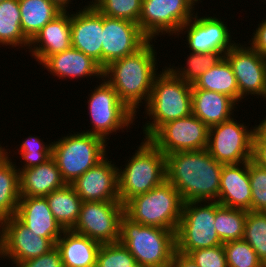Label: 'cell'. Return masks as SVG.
I'll use <instances>...</instances> for the list:
<instances>
[{"instance_id": "1", "label": "cell", "mask_w": 266, "mask_h": 267, "mask_svg": "<svg viewBox=\"0 0 266 267\" xmlns=\"http://www.w3.org/2000/svg\"><path fill=\"white\" fill-rule=\"evenodd\" d=\"M222 167L207 149L170 153L166 155V180L184 203L217 201Z\"/></svg>"}, {"instance_id": "2", "label": "cell", "mask_w": 266, "mask_h": 267, "mask_svg": "<svg viewBox=\"0 0 266 267\" xmlns=\"http://www.w3.org/2000/svg\"><path fill=\"white\" fill-rule=\"evenodd\" d=\"M155 42L149 40L136 53L113 61L103 69V78L136 115L141 111L139 106L147 104L154 79L159 74Z\"/></svg>"}, {"instance_id": "3", "label": "cell", "mask_w": 266, "mask_h": 267, "mask_svg": "<svg viewBox=\"0 0 266 267\" xmlns=\"http://www.w3.org/2000/svg\"><path fill=\"white\" fill-rule=\"evenodd\" d=\"M149 118L143 125V139H149L165 123L192 114V85L176 77L166 66L155 77L144 107Z\"/></svg>"}, {"instance_id": "4", "label": "cell", "mask_w": 266, "mask_h": 267, "mask_svg": "<svg viewBox=\"0 0 266 267\" xmlns=\"http://www.w3.org/2000/svg\"><path fill=\"white\" fill-rule=\"evenodd\" d=\"M128 159L123 168L118 166L119 200L123 205L166 180V156L149 139H142Z\"/></svg>"}, {"instance_id": "5", "label": "cell", "mask_w": 266, "mask_h": 267, "mask_svg": "<svg viewBox=\"0 0 266 267\" xmlns=\"http://www.w3.org/2000/svg\"><path fill=\"white\" fill-rule=\"evenodd\" d=\"M119 241L145 267H170L176 251V232L121 218Z\"/></svg>"}, {"instance_id": "6", "label": "cell", "mask_w": 266, "mask_h": 267, "mask_svg": "<svg viewBox=\"0 0 266 267\" xmlns=\"http://www.w3.org/2000/svg\"><path fill=\"white\" fill-rule=\"evenodd\" d=\"M183 200L177 189L165 180L148 192L124 204V215L136 223L177 231Z\"/></svg>"}, {"instance_id": "7", "label": "cell", "mask_w": 266, "mask_h": 267, "mask_svg": "<svg viewBox=\"0 0 266 267\" xmlns=\"http://www.w3.org/2000/svg\"><path fill=\"white\" fill-rule=\"evenodd\" d=\"M71 132L53 141L52 158L55 160L62 179L71 184L83 173L97 165L108 155V143L96 135ZM108 150V151H107Z\"/></svg>"}, {"instance_id": "8", "label": "cell", "mask_w": 266, "mask_h": 267, "mask_svg": "<svg viewBox=\"0 0 266 267\" xmlns=\"http://www.w3.org/2000/svg\"><path fill=\"white\" fill-rule=\"evenodd\" d=\"M88 94V110L92 128L83 132L101 137L106 142L111 135L121 130L130 129L137 115L133 113L119 98L114 88L102 78ZM124 129V130H123ZM110 135V136H109ZM108 139V140H107Z\"/></svg>"}, {"instance_id": "9", "label": "cell", "mask_w": 266, "mask_h": 267, "mask_svg": "<svg viewBox=\"0 0 266 267\" xmlns=\"http://www.w3.org/2000/svg\"><path fill=\"white\" fill-rule=\"evenodd\" d=\"M215 201L187 202L176 231V250L183 254L222 245L214 226Z\"/></svg>"}, {"instance_id": "10", "label": "cell", "mask_w": 266, "mask_h": 267, "mask_svg": "<svg viewBox=\"0 0 266 267\" xmlns=\"http://www.w3.org/2000/svg\"><path fill=\"white\" fill-rule=\"evenodd\" d=\"M197 4L195 0H142L138 25L149 40H157L159 35L177 36L194 16Z\"/></svg>"}, {"instance_id": "11", "label": "cell", "mask_w": 266, "mask_h": 267, "mask_svg": "<svg viewBox=\"0 0 266 267\" xmlns=\"http://www.w3.org/2000/svg\"><path fill=\"white\" fill-rule=\"evenodd\" d=\"M240 122L233 117L209 127L207 150L223 165L239 164L252 159L256 126L249 128L245 122Z\"/></svg>"}, {"instance_id": "12", "label": "cell", "mask_w": 266, "mask_h": 267, "mask_svg": "<svg viewBox=\"0 0 266 267\" xmlns=\"http://www.w3.org/2000/svg\"><path fill=\"white\" fill-rule=\"evenodd\" d=\"M123 216L124 205L120 201H85L71 230L100 244L117 242Z\"/></svg>"}, {"instance_id": "13", "label": "cell", "mask_w": 266, "mask_h": 267, "mask_svg": "<svg viewBox=\"0 0 266 267\" xmlns=\"http://www.w3.org/2000/svg\"><path fill=\"white\" fill-rule=\"evenodd\" d=\"M54 247L48 238L35 235L16 216L0 222V260L7 258L12 266L15 264L13 267L46 254Z\"/></svg>"}, {"instance_id": "14", "label": "cell", "mask_w": 266, "mask_h": 267, "mask_svg": "<svg viewBox=\"0 0 266 267\" xmlns=\"http://www.w3.org/2000/svg\"><path fill=\"white\" fill-rule=\"evenodd\" d=\"M209 128L195 115L169 121L149 140L166 156L182 151L207 149Z\"/></svg>"}, {"instance_id": "15", "label": "cell", "mask_w": 266, "mask_h": 267, "mask_svg": "<svg viewBox=\"0 0 266 267\" xmlns=\"http://www.w3.org/2000/svg\"><path fill=\"white\" fill-rule=\"evenodd\" d=\"M215 16L198 15V11L194 16L181 26L178 35L183 34L186 38V46L189 48L188 52L195 53H209L217 52L223 56L236 44L232 40V33L224 20ZM230 32V33H229Z\"/></svg>"}, {"instance_id": "16", "label": "cell", "mask_w": 266, "mask_h": 267, "mask_svg": "<svg viewBox=\"0 0 266 267\" xmlns=\"http://www.w3.org/2000/svg\"><path fill=\"white\" fill-rule=\"evenodd\" d=\"M224 57L236 78L239 103L249 95L266 100V58L246 43H236Z\"/></svg>"}, {"instance_id": "17", "label": "cell", "mask_w": 266, "mask_h": 267, "mask_svg": "<svg viewBox=\"0 0 266 267\" xmlns=\"http://www.w3.org/2000/svg\"><path fill=\"white\" fill-rule=\"evenodd\" d=\"M148 41L137 23L103 15L102 69L136 53Z\"/></svg>"}, {"instance_id": "18", "label": "cell", "mask_w": 266, "mask_h": 267, "mask_svg": "<svg viewBox=\"0 0 266 267\" xmlns=\"http://www.w3.org/2000/svg\"><path fill=\"white\" fill-rule=\"evenodd\" d=\"M110 160V161H109ZM85 201H120L118 166L108 155L70 184Z\"/></svg>"}, {"instance_id": "19", "label": "cell", "mask_w": 266, "mask_h": 267, "mask_svg": "<svg viewBox=\"0 0 266 267\" xmlns=\"http://www.w3.org/2000/svg\"><path fill=\"white\" fill-rule=\"evenodd\" d=\"M82 8L71 13V45L102 68L103 14L93 5Z\"/></svg>"}, {"instance_id": "20", "label": "cell", "mask_w": 266, "mask_h": 267, "mask_svg": "<svg viewBox=\"0 0 266 267\" xmlns=\"http://www.w3.org/2000/svg\"><path fill=\"white\" fill-rule=\"evenodd\" d=\"M71 12L63 11L48 22L30 41L28 51L41 65L49 56L61 53L71 45Z\"/></svg>"}, {"instance_id": "21", "label": "cell", "mask_w": 266, "mask_h": 267, "mask_svg": "<svg viewBox=\"0 0 266 267\" xmlns=\"http://www.w3.org/2000/svg\"><path fill=\"white\" fill-rule=\"evenodd\" d=\"M41 67L47 69L50 75L57 76L58 80H73L77 78H97L99 81L103 78V69L91 57L83 52L70 47L61 53L49 56Z\"/></svg>"}, {"instance_id": "22", "label": "cell", "mask_w": 266, "mask_h": 267, "mask_svg": "<svg viewBox=\"0 0 266 267\" xmlns=\"http://www.w3.org/2000/svg\"><path fill=\"white\" fill-rule=\"evenodd\" d=\"M15 216L35 235L48 238L54 245L64 231L54 218L46 197L21 196Z\"/></svg>"}, {"instance_id": "23", "label": "cell", "mask_w": 266, "mask_h": 267, "mask_svg": "<svg viewBox=\"0 0 266 267\" xmlns=\"http://www.w3.org/2000/svg\"><path fill=\"white\" fill-rule=\"evenodd\" d=\"M251 199L248 161L223 165L217 202L225 207L251 211Z\"/></svg>"}, {"instance_id": "24", "label": "cell", "mask_w": 266, "mask_h": 267, "mask_svg": "<svg viewBox=\"0 0 266 267\" xmlns=\"http://www.w3.org/2000/svg\"><path fill=\"white\" fill-rule=\"evenodd\" d=\"M229 96L192 85V114L208 128L233 118L238 105Z\"/></svg>"}, {"instance_id": "25", "label": "cell", "mask_w": 266, "mask_h": 267, "mask_svg": "<svg viewBox=\"0 0 266 267\" xmlns=\"http://www.w3.org/2000/svg\"><path fill=\"white\" fill-rule=\"evenodd\" d=\"M20 194L28 197H46L66 185L53 158L47 162L19 171Z\"/></svg>"}, {"instance_id": "26", "label": "cell", "mask_w": 266, "mask_h": 267, "mask_svg": "<svg viewBox=\"0 0 266 267\" xmlns=\"http://www.w3.org/2000/svg\"><path fill=\"white\" fill-rule=\"evenodd\" d=\"M55 246L64 267H96L99 242L72 230H64Z\"/></svg>"}, {"instance_id": "27", "label": "cell", "mask_w": 266, "mask_h": 267, "mask_svg": "<svg viewBox=\"0 0 266 267\" xmlns=\"http://www.w3.org/2000/svg\"><path fill=\"white\" fill-rule=\"evenodd\" d=\"M21 28L24 36L31 41L50 21L63 12L50 0H18Z\"/></svg>"}, {"instance_id": "28", "label": "cell", "mask_w": 266, "mask_h": 267, "mask_svg": "<svg viewBox=\"0 0 266 267\" xmlns=\"http://www.w3.org/2000/svg\"><path fill=\"white\" fill-rule=\"evenodd\" d=\"M49 208L64 230H71L76 224L82 199L69 184L54 190L46 196Z\"/></svg>"}, {"instance_id": "29", "label": "cell", "mask_w": 266, "mask_h": 267, "mask_svg": "<svg viewBox=\"0 0 266 267\" xmlns=\"http://www.w3.org/2000/svg\"><path fill=\"white\" fill-rule=\"evenodd\" d=\"M193 86L197 89H204L227 95L239 105V89L236 78L231 64L225 57L203 73Z\"/></svg>"}, {"instance_id": "30", "label": "cell", "mask_w": 266, "mask_h": 267, "mask_svg": "<svg viewBox=\"0 0 266 267\" xmlns=\"http://www.w3.org/2000/svg\"><path fill=\"white\" fill-rule=\"evenodd\" d=\"M30 41L21 28L20 6L18 0L0 2V47L29 48ZM2 45V46H1Z\"/></svg>"}, {"instance_id": "31", "label": "cell", "mask_w": 266, "mask_h": 267, "mask_svg": "<svg viewBox=\"0 0 266 267\" xmlns=\"http://www.w3.org/2000/svg\"><path fill=\"white\" fill-rule=\"evenodd\" d=\"M11 158L0 165V222L16 215L21 197L18 166Z\"/></svg>"}, {"instance_id": "32", "label": "cell", "mask_w": 266, "mask_h": 267, "mask_svg": "<svg viewBox=\"0 0 266 267\" xmlns=\"http://www.w3.org/2000/svg\"><path fill=\"white\" fill-rule=\"evenodd\" d=\"M246 215L244 209L225 207L215 201L214 226L222 243L243 239Z\"/></svg>"}, {"instance_id": "33", "label": "cell", "mask_w": 266, "mask_h": 267, "mask_svg": "<svg viewBox=\"0 0 266 267\" xmlns=\"http://www.w3.org/2000/svg\"><path fill=\"white\" fill-rule=\"evenodd\" d=\"M224 56L221 53L209 52V53H195L190 52L187 55L186 66L183 64L179 67L171 66L169 64L166 66L176 77L182 79L193 85L197 79L209 70L211 67L216 65Z\"/></svg>"}, {"instance_id": "34", "label": "cell", "mask_w": 266, "mask_h": 267, "mask_svg": "<svg viewBox=\"0 0 266 267\" xmlns=\"http://www.w3.org/2000/svg\"><path fill=\"white\" fill-rule=\"evenodd\" d=\"M243 239L266 267V212L247 211Z\"/></svg>"}, {"instance_id": "35", "label": "cell", "mask_w": 266, "mask_h": 267, "mask_svg": "<svg viewBox=\"0 0 266 267\" xmlns=\"http://www.w3.org/2000/svg\"><path fill=\"white\" fill-rule=\"evenodd\" d=\"M17 146L18 154L23 160L20 161L23 165L17 168L19 171L41 165L52 158V141L51 143H45L43 138L41 140L39 136L28 135V137Z\"/></svg>"}, {"instance_id": "36", "label": "cell", "mask_w": 266, "mask_h": 267, "mask_svg": "<svg viewBox=\"0 0 266 267\" xmlns=\"http://www.w3.org/2000/svg\"><path fill=\"white\" fill-rule=\"evenodd\" d=\"M96 267H145L136 263L134 256L120 242L101 244Z\"/></svg>"}, {"instance_id": "37", "label": "cell", "mask_w": 266, "mask_h": 267, "mask_svg": "<svg viewBox=\"0 0 266 267\" xmlns=\"http://www.w3.org/2000/svg\"><path fill=\"white\" fill-rule=\"evenodd\" d=\"M93 6L105 16L138 24L142 0H97Z\"/></svg>"}, {"instance_id": "38", "label": "cell", "mask_w": 266, "mask_h": 267, "mask_svg": "<svg viewBox=\"0 0 266 267\" xmlns=\"http://www.w3.org/2000/svg\"><path fill=\"white\" fill-rule=\"evenodd\" d=\"M223 247L228 267H265L244 239L225 242Z\"/></svg>"}, {"instance_id": "39", "label": "cell", "mask_w": 266, "mask_h": 267, "mask_svg": "<svg viewBox=\"0 0 266 267\" xmlns=\"http://www.w3.org/2000/svg\"><path fill=\"white\" fill-rule=\"evenodd\" d=\"M248 172L251 185V211L266 212V168L248 161Z\"/></svg>"}, {"instance_id": "40", "label": "cell", "mask_w": 266, "mask_h": 267, "mask_svg": "<svg viewBox=\"0 0 266 267\" xmlns=\"http://www.w3.org/2000/svg\"><path fill=\"white\" fill-rule=\"evenodd\" d=\"M188 255L199 267H228L223 244L212 248L196 249Z\"/></svg>"}, {"instance_id": "41", "label": "cell", "mask_w": 266, "mask_h": 267, "mask_svg": "<svg viewBox=\"0 0 266 267\" xmlns=\"http://www.w3.org/2000/svg\"><path fill=\"white\" fill-rule=\"evenodd\" d=\"M16 267H64L61 255L56 246L48 253L37 258L20 262Z\"/></svg>"}, {"instance_id": "42", "label": "cell", "mask_w": 266, "mask_h": 267, "mask_svg": "<svg viewBox=\"0 0 266 267\" xmlns=\"http://www.w3.org/2000/svg\"><path fill=\"white\" fill-rule=\"evenodd\" d=\"M249 44L263 58H266V19H262L256 30L252 33V37L248 40Z\"/></svg>"}, {"instance_id": "43", "label": "cell", "mask_w": 266, "mask_h": 267, "mask_svg": "<svg viewBox=\"0 0 266 267\" xmlns=\"http://www.w3.org/2000/svg\"><path fill=\"white\" fill-rule=\"evenodd\" d=\"M251 160L258 166L266 168V139L257 130L253 135Z\"/></svg>"}, {"instance_id": "44", "label": "cell", "mask_w": 266, "mask_h": 267, "mask_svg": "<svg viewBox=\"0 0 266 267\" xmlns=\"http://www.w3.org/2000/svg\"><path fill=\"white\" fill-rule=\"evenodd\" d=\"M170 267H199L187 254L175 251Z\"/></svg>"}, {"instance_id": "45", "label": "cell", "mask_w": 266, "mask_h": 267, "mask_svg": "<svg viewBox=\"0 0 266 267\" xmlns=\"http://www.w3.org/2000/svg\"><path fill=\"white\" fill-rule=\"evenodd\" d=\"M51 2L55 3L60 9L63 11H68L70 12V4L72 3V0H50Z\"/></svg>"}, {"instance_id": "46", "label": "cell", "mask_w": 266, "mask_h": 267, "mask_svg": "<svg viewBox=\"0 0 266 267\" xmlns=\"http://www.w3.org/2000/svg\"><path fill=\"white\" fill-rule=\"evenodd\" d=\"M2 143H0V165L3 164L7 159L8 155L11 153L7 146H2ZM9 151V153H8Z\"/></svg>"}, {"instance_id": "47", "label": "cell", "mask_w": 266, "mask_h": 267, "mask_svg": "<svg viewBox=\"0 0 266 267\" xmlns=\"http://www.w3.org/2000/svg\"><path fill=\"white\" fill-rule=\"evenodd\" d=\"M259 122L258 125H255L256 130L266 139V117Z\"/></svg>"}, {"instance_id": "48", "label": "cell", "mask_w": 266, "mask_h": 267, "mask_svg": "<svg viewBox=\"0 0 266 267\" xmlns=\"http://www.w3.org/2000/svg\"><path fill=\"white\" fill-rule=\"evenodd\" d=\"M96 1L97 0H92V1L90 0V2L88 1L89 4L87 3V5H93Z\"/></svg>"}]
</instances>
